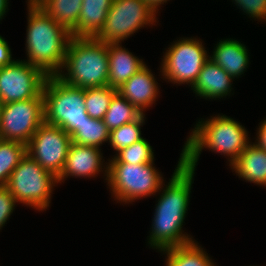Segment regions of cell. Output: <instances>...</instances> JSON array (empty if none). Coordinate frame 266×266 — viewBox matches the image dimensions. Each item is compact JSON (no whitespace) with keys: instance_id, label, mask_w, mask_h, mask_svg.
<instances>
[{"instance_id":"obj_1","label":"cell","mask_w":266,"mask_h":266,"mask_svg":"<svg viewBox=\"0 0 266 266\" xmlns=\"http://www.w3.org/2000/svg\"><path fill=\"white\" fill-rule=\"evenodd\" d=\"M177 163L167 185L164 182L158 191L160 196L155 205L150 236L147 237L148 245L158 251L196 241L182 230L189 208L195 170L189 169L183 163V151Z\"/></svg>"},{"instance_id":"obj_2","label":"cell","mask_w":266,"mask_h":266,"mask_svg":"<svg viewBox=\"0 0 266 266\" xmlns=\"http://www.w3.org/2000/svg\"><path fill=\"white\" fill-rule=\"evenodd\" d=\"M248 132L230 116L218 114L198 120L183 145V163L192 170L204 148L226 156L231 166L251 143Z\"/></svg>"},{"instance_id":"obj_3","label":"cell","mask_w":266,"mask_h":266,"mask_svg":"<svg viewBox=\"0 0 266 266\" xmlns=\"http://www.w3.org/2000/svg\"><path fill=\"white\" fill-rule=\"evenodd\" d=\"M26 62L47 76H56L65 62L71 32L54 21L35 2H27Z\"/></svg>"},{"instance_id":"obj_4","label":"cell","mask_w":266,"mask_h":266,"mask_svg":"<svg viewBox=\"0 0 266 266\" xmlns=\"http://www.w3.org/2000/svg\"><path fill=\"white\" fill-rule=\"evenodd\" d=\"M108 72L106 43L95 38L72 37L64 65L56 76L70 86L87 89L108 86Z\"/></svg>"},{"instance_id":"obj_5","label":"cell","mask_w":266,"mask_h":266,"mask_svg":"<svg viewBox=\"0 0 266 266\" xmlns=\"http://www.w3.org/2000/svg\"><path fill=\"white\" fill-rule=\"evenodd\" d=\"M42 93L45 123L71 134L89 118L84 106V89L70 86L57 76H47Z\"/></svg>"},{"instance_id":"obj_6","label":"cell","mask_w":266,"mask_h":266,"mask_svg":"<svg viewBox=\"0 0 266 266\" xmlns=\"http://www.w3.org/2000/svg\"><path fill=\"white\" fill-rule=\"evenodd\" d=\"M162 173L149 164L108 162L107 185L114 200L130 204L135 200L155 196L164 183Z\"/></svg>"},{"instance_id":"obj_7","label":"cell","mask_w":266,"mask_h":266,"mask_svg":"<svg viewBox=\"0 0 266 266\" xmlns=\"http://www.w3.org/2000/svg\"><path fill=\"white\" fill-rule=\"evenodd\" d=\"M58 178L26 154L11 173L6 188L19 204L46 211Z\"/></svg>"},{"instance_id":"obj_8","label":"cell","mask_w":266,"mask_h":266,"mask_svg":"<svg viewBox=\"0 0 266 266\" xmlns=\"http://www.w3.org/2000/svg\"><path fill=\"white\" fill-rule=\"evenodd\" d=\"M203 41L196 37L177 39L163 52L160 75L176 85L196 83L204 64L210 59Z\"/></svg>"},{"instance_id":"obj_9","label":"cell","mask_w":266,"mask_h":266,"mask_svg":"<svg viewBox=\"0 0 266 266\" xmlns=\"http://www.w3.org/2000/svg\"><path fill=\"white\" fill-rule=\"evenodd\" d=\"M156 15L145 0H113L104 26L95 39L106 44L122 43L146 25H155Z\"/></svg>"},{"instance_id":"obj_10","label":"cell","mask_w":266,"mask_h":266,"mask_svg":"<svg viewBox=\"0 0 266 266\" xmlns=\"http://www.w3.org/2000/svg\"><path fill=\"white\" fill-rule=\"evenodd\" d=\"M44 122L42 92L32 99L3 104L0 114V139L27 145Z\"/></svg>"},{"instance_id":"obj_11","label":"cell","mask_w":266,"mask_h":266,"mask_svg":"<svg viewBox=\"0 0 266 266\" xmlns=\"http://www.w3.org/2000/svg\"><path fill=\"white\" fill-rule=\"evenodd\" d=\"M71 143L69 133L61 127L44 122L26 145V153L43 169L58 177L65 165Z\"/></svg>"},{"instance_id":"obj_12","label":"cell","mask_w":266,"mask_h":266,"mask_svg":"<svg viewBox=\"0 0 266 266\" xmlns=\"http://www.w3.org/2000/svg\"><path fill=\"white\" fill-rule=\"evenodd\" d=\"M47 75L25 60H14L0 68V101L2 104L37 97L43 90Z\"/></svg>"},{"instance_id":"obj_13","label":"cell","mask_w":266,"mask_h":266,"mask_svg":"<svg viewBox=\"0 0 266 266\" xmlns=\"http://www.w3.org/2000/svg\"><path fill=\"white\" fill-rule=\"evenodd\" d=\"M104 161L101 149L71 143L63 170L57 177L58 183H64L69 177L93 178L98 176L100 172H103V175L106 177L104 180H107L108 162L104 163Z\"/></svg>"},{"instance_id":"obj_14","label":"cell","mask_w":266,"mask_h":266,"mask_svg":"<svg viewBox=\"0 0 266 266\" xmlns=\"http://www.w3.org/2000/svg\"><path fill=\"white\" fill-rule=\"evenodd\" d=\"M159 90L158 82L147 64L117 88V92L143 114L158 100Z\"/></svg>"},{"instance_id":"obj_15","label":"cell","mask_w":266,"mask_h":266,"mask_svg":"<svg viewBox=\"0 0 266 266\" xmlns=\"http://www.w3.org/2000/svg\"><path fill=\"white\" fill-rule=\"evenodd\" d=\"M233 80L223 68L209 59L191 90L202 99L219 100L232 94Z\"/></svg>"},{"instance_id":"obj_16","label":"cell","mask_w":266,"mask_h":266,"mask_svg":"<svg viewBox=\"0 0 266 266\" xmlns=\"http://www.w3.org/2000/svg\"><path fill=\"white\" fill-rule=\"evenodd\" d=\"M246 47L233 38L221 39L214 46L213 53L209 55V58L223 68L233 79H239L250 64L249 52Z\"/></svg>"},{"instance_id":"obj_17","label":"cell","mask_w":266,"mask_h":266,"mask_svg":"<svg viewBox=\"0 0 266 266\" xmlns=\"http://www.w3.org/2000/svg\"><path fill=\"white\" fill-rule=\"evenodd\" d=\"M122 43H108V86L115 89L129 80L136 72L146 65L143 59L136 57Z\"/></svg>"},{"instance_id":"obj_18","label":"cell","mask_w":266,"mask_h":266,"mask_svg":"<svg viewBox=\"0 0 266 266\" xmlns=\"http://www.w3.org/2000/svg\"><path fill=\"white\" fill-rule=\"evenodd\" d=\"M230 168L242 180L266 187V150L252 141Z\"/></svg>"},{"instance_id":"obj_19","label":"cell","mask_w":266,"mask_h":266,"mask_svg":"<svg viewBox=\"0 0 266 266\" xmlns=\"http://www.w3.org/2000/svg\"><path fill=\"white\" fill-rule=\"evenodd\" d=\"M113 0H82L77 27L72 37L95 38L102 30Z\"/></svg>"},{"instance_id":"obj_20","label":"cell","mask_w":266,"mask_h":266,"mask_svg":"<svg viewBox=\"0 0 266 266\" xmlns=\"http://www.w3.org/2000/svg\"><path fill=\"white\" fill-rule=\"evenodd\" d=\"M166 266H217L197 241L161 250Z\"/></svg>"},{"instance_id":"obj_21","label":"cell","mask_w":266,"mask_h":266,"mask_svg":"<svg viewBox=\"0 0 266 266\" xmlns=\"http://www.w3.org/2000/svg\"><path fill=\"white\" fill-rule=\"evenodd\" d=\"M35 3L70 32L77 27L82 0H38Z\"/></svg>"},{"instance_id":"obj_22","label":"cell","mask_w":266,"mask_h":266,"mask_svg":"<svg viewBox=\"0 0 266 266\" xmlns=\"http://www.w3.org/2000/svg\"><path fill=\"white\" fill-rule=\"evenodd\" d=\"M110 131L101 119L89 117L71 134L72 143L93 146L101 149L103 143L109 142Z\"/></svg>"},{"instance_id":"obj_23","label":"cell","mask_w":266,"mask_h":266,"mask_svg":"<svg viewBox=\"0 0 266 266\" xmlns=\"http://www.w3.org/2000/svg\"><path fill=\"white\" fill-rule=\"evenodd\" d=\"M142 114V112L117 92L110 102L103 121L108 130L111 131L123 124L137 120Z\"/></svg>"},{"instance_id":"obj_24","label":"cell","mask_w":266,"mask_h":266,"mask_svg":"<svg viewBox=\"0 0 266 266\" xmlns=\"http://www.w3.org/2000/svg\"><path fill=\"white\" fill-rule=\"evenodd\" d=\"M26 154L25 144L0 139V186H6L11 173Z\"/></svg>"},{"instance_id":"obj_25","label":"cell","mask_w":266,"mask_h":266,"mask_svg":"<svg viewBox=\"0 0 266 266\" xmlns=\"http://www.w3.org/2000/svg\"><path fill=\"white\" fill-rule=\"evenodd\" d=\"M117 89L105 86L84 89L85 109L89 117L103 120Z\"/></svg>"},{"instance_id":"obj_26","label":"cell","mask_w":266,"mask_h":266,"mask_svg":"<svg viewBox=\"0 0 266 266\" xmlns=\"http://www.w3.org/2000/svg\"><path fill=\"white\" fill-rule=\"evenodd\" d=\"M145 114L137 120L123 124L110 131L109 144L117 154L119 151L143 139L141 127L145 124Z\"/></svg>"},{"instance_id":"obj_27","label":"cell","mask_w":266,"mask_h":266,"mask_svg":"<svg viewBox=\"0 0 266 266\" xmlns=\"http://www.w3.org/2000/svg\"><path fill=\"white\" fill-rule=\"evenodd\" d=\"M154 150L150 143L145 139L126 147L119 151L108 162H121L129 164H149L154 162Z\"/></svg>"},{"instance_id":"obj_28","label":"cell","mask_w":266,"mask_h":266,"mask_svg":"<svg viewBox=\"0 0 266 266\" xmlns=\"http://www.w3.org/2000/svg\"><path fill=\"white\" fill-rule=\"evenodd\" d=\"M243 14L257 21H266V0H232Z\"/></svg>"},{"instance_id":"obj_29","label":"cell","mask_w":266,"mask_h":266,"mask_svg":"<svg viewBox=\"0 0 266 266\" xmlns=\"http://www.w3.org/2000/svg\"><path fill=\"white\" fill-rule=\"evenodd\" d=\"M16 200L6 186H0V230L14 212Z\"/></svg>"},{"instance_id":"obj_30","label":"cell","mask_w":266,"mask_h":266,"mask_svg":"<svg viewBox=\"0 0 266 266\" xmlns=\"http://www.w3.org/2000/svg\"><path fill=\"white\" fill-rule=\"evenodd\" d=\"M14 60L8 42L0 35V68L11 64Z\"/></svg>"},{"instance_id":"obj_31","label":"cell","mask_w":266,"mask_h":266,"mask_svg":"<svg viewBox=\"0 0 266 266\" xmlns=\"http://www.w3.org/2000/svg\"><path fill=\"white\" fill-rule=\"evenodd\" d=\"M257 127L256 132V140L253 142L255 145H257L259 148L266 150V119L264 121H261Z\"/></svg>"},{"instance_id":"obj_32","label":"cell","mask_w":266,"mask_h":266,"mask_svg":"<svg viewBox=\"0 0 266 266\" xmlns=\"http://www.w3.org/2000/svg\"><path fill=\"white\" fill-rule=\"evenodd\" d=\"M148 5L155 11L157 14L159 12L160 6H162L164 3H166L169 0H145Z\"/></svg>"},{"instance_id":"obj_33","label":"cell","mask_w":266,"mask_h":266,"mask_svg":"<svg viewBox=\"0 0 266 266\" xmlns=\"http://www.w3.org/2000/svg\"><path fill=\"white\" fill-rule=\"evenodd\" d=\"M9 0H0V21L4 19V16L8 12Z\"/></svg>"},{"instance_id":"obj_34","label":"cell","mask_w":266,"mask_h":266,"mask_svg":"<svg viewBox=\"0 0 266 266\" xmlns=\"http://www.w3.org/2000/svg\"><path fill=\"white\" fill-rule=\"evenodd\" d=\"M28 2H36V1H38V0H27Z\"/></svg>"},{"instance_id":"obj_35","label":"cell","mask_w":266,"mask_h":266,"mask_svg":"<svg viewBox=\"0 0 266 266\" xmlns=\"http://www.w3.org/2000/svg\"><path fill=\"white\" fill-rule=\"evenodd\" d=\"M2 105H3V104H2L1 101H0V114H1V108H2Z\"/></svg>"}]
</instances>
